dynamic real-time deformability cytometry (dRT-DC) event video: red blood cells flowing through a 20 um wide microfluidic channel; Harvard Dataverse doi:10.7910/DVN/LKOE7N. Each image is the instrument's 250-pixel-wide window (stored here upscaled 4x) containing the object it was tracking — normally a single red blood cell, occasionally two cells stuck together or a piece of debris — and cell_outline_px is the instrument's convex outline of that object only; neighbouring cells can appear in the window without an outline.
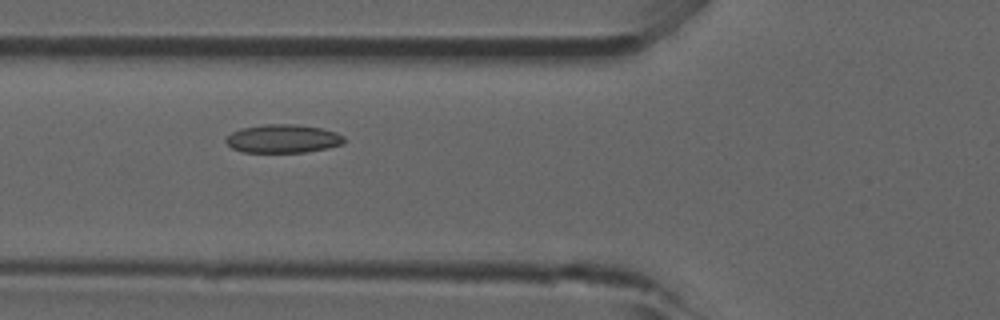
{"species": "common noctule bat (a hibernating species)", "species_latin": "Nyctalus noctula", "temperature_condition": "room temperature", "stored_images_in_passage": 6, "camera_frame_rate_fps": 3000, "um_per_image_px": 0.085, "animal": {"sex": "male", "forearm_length_mm": 52.5}, "frame": {"image": 1, "passage_image": 6, "time_ms": 1.667, "image_size_px": [1000, 320], "cell_outline_px": [[344, 144], [328, 148], [304, 152], [240, 152], [232, 148], [224, 140], [232, 132], [240, 128], [264, 124], [296, 124], [320, 128], [336, 132], [344, 136]], "centroid_in_image_um": [24.04, 11.79], "position_along_channel_um": 101.8, "area_um2": 19.65}}